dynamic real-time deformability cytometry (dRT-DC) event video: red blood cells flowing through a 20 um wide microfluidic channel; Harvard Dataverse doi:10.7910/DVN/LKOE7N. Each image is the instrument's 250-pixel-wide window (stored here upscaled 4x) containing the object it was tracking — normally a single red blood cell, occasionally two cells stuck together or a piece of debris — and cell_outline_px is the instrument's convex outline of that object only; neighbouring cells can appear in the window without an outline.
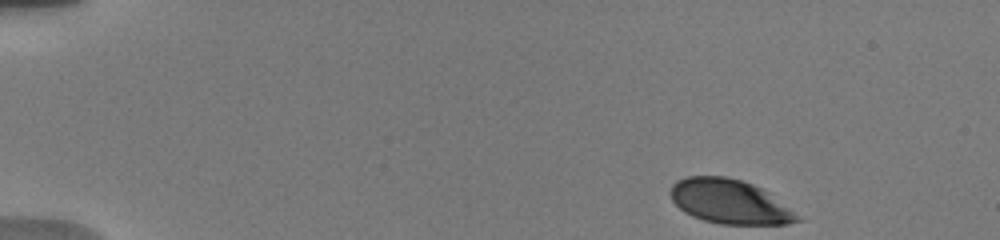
{"species": "human", "species_latin": "Homo sapiens", "temperature_condition": "warm", "stored_images_in_passage": 54, "camera_frame_rate_fps": 3000, "um_per_image_px": 0.085, "donor": {"sex": "male"}, "frame": {"image": 1, "passage_image": 1, "time_ms": 0.0, "image_size_px": [1000, 240], "cell_outline_px": [[804, 220], [788, 224], [720, 224], [704, 220], [692, 216], [684, 212], [672, 200], [672, 184], [676, 180], [688, 176], [724, 176], [740, 180], [752, 184], [768, 192], [800, 216]], "centroid_in_image_um": [62.03, 17.15], "position_along_channel_um": 23.0, "area_um2": 32.48}}
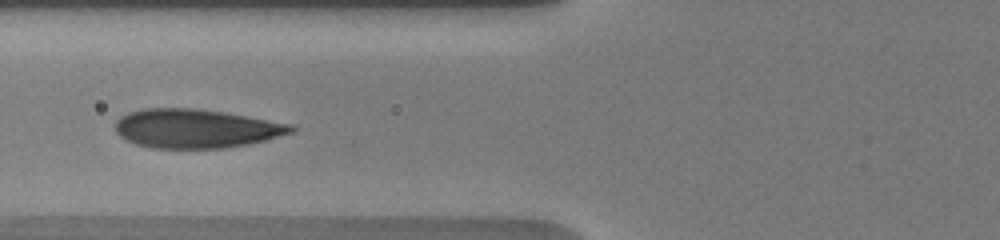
{"frame": {"image": 2, "passage_image": 30, "time_ms": 5.333, "image_size_px": [1000, 240], "cell_outline_px": [[296, 132], [248, 144], [224, 148], [152, 148], [136, 144], [120, 136], [116, 132], [116, 120], [120, 116], [128, 112], [144, 108], [196, 108], [224, 112], [292, 124], [296, 128]], "centroid_in_image_um": [16.66, 10.92], "position_along_channel_um": 109.1, "area_um2": 39.94}}
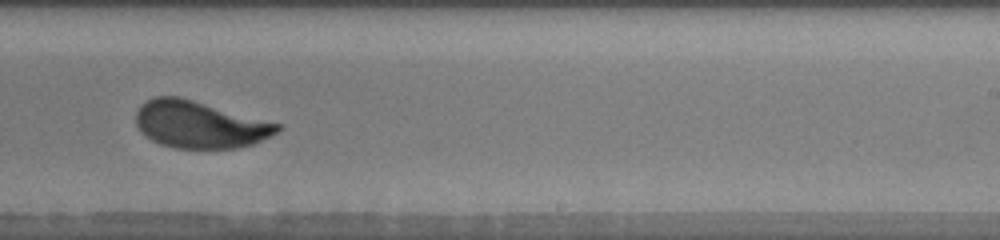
{"frame": {"image": 3, "passage_image": 49, "time_ms": 9.667, "image_size_px": [1000, 240], "cell_outline_px": [[280, 128], [276, 132], [252, 144], [236, 148], [176, 148], [160, 144], [144, 136], [140, 132], [136, 124], [136, 108], [140, 104], [156, 96], [180, 96], [280, 124]], "centroid_in_image_um": [16.89, 10.57], "position_along_channel_um": 272.1, "area_um2": 38.61}}